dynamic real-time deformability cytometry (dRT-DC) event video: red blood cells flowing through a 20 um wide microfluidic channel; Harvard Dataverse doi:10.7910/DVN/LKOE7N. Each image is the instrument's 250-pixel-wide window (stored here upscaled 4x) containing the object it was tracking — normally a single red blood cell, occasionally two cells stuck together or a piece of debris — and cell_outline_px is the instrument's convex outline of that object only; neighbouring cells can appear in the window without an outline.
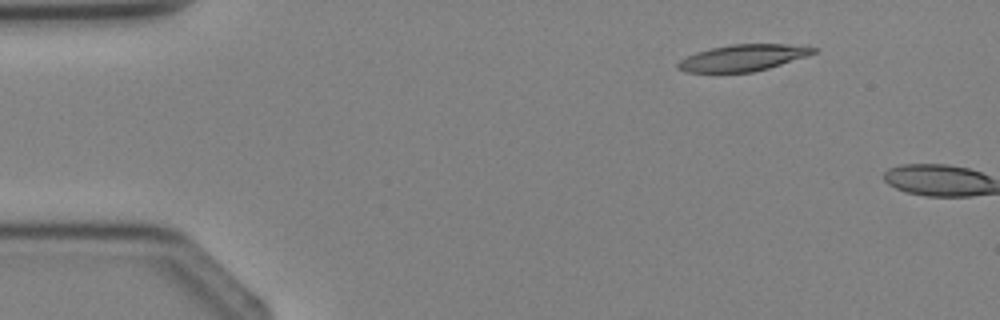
{"species": "Egyptian fruit bat (a non-hibernating species)", "species_latin": "Rousettus aegyptiacus", "temperature_condition": "cold", "stored_images_in_passage": 3, "camera_frame_rate_fps": 3000, "um_per_image_px": 0.085, "animal": {"sex": "female"}, "frame": {"image": 1, "passage_image": 2, "time_ms": 1.0, "image_size_px": [1000, 320], "cell_outline_px": [[816, 52], [808, 56], [768, 68], [752, 72], [684, 72], [676, 68], [676, 64], [680, 60], [696, 52], [712, 48], [732, 44], [784, 44], [816, 48]], "centroid_in_image_um": [63.12, 4.92], "position_along_channel_um": 21.9, "area_um2": 20.69}}